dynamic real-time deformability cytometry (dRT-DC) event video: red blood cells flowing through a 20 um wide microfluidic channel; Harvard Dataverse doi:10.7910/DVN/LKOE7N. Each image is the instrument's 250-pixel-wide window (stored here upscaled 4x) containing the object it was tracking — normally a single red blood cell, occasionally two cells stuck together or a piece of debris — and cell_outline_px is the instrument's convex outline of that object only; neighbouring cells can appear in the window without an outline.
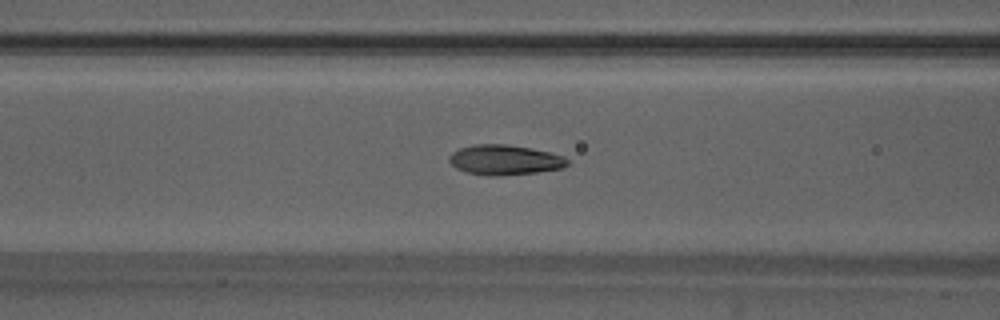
{"species": "Egyptian fruit bat (a non-hibernating species)", "species_latin": "Rousettus aegyptiacus", "temperature_condition": "warm", "stored_images_in_passage": 49, "segment_of_instrument_passage": [1, 2], "camera_frame_rate_fps": 3000, "um_per_image_px": 0.085, "animal": {"sex": "male"}, "frame": {"image": 1, "passage_image": 22, "time_ms": 7.0, "image_size_px": [1000, 320], "cell_outline_px": [[572, 160], [564, 168], [536, 172], [500, 176], [488, 176], [468, 172], [456, 168], [448, 160], [448, 156], [452, 152], [460, 148], [472, 144], [504, 144], [532, 148], [552, 152], [564, 156]], "centroid_in_image_um": [42.94, 13.58], "position_along_channel_um": 123.7, "area_um2": 20.98}}
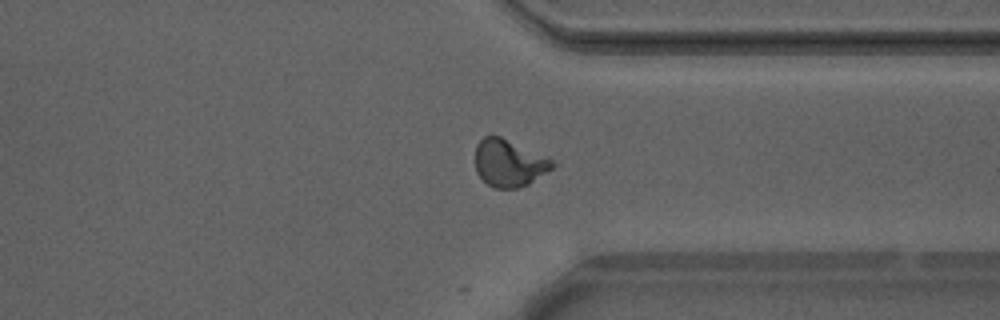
{"frame": {"image": 2, "passage_image": 41, "time_ms": 13.333, "image_size_px": [1000, 320], "cell_outline_px": [[556, 164], [552, 168], [528, 184], [516, 188], [496, 188], [488, 184], [476, 172], [476, 144], [484, 136], [500, 136], [548, 156]], "centroid_in_image_um": [43.28, 13.84], "position_along_channel_um": 368.1, "area_um2": 21.1}}
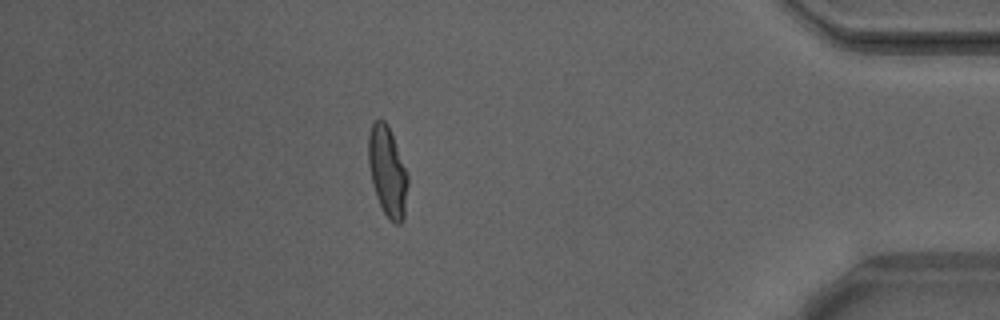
{"frame": {"image": 3, "passage_image": 47, "time_ms": 15.333, "image_size_px": [1000, 320], "cell_outline_px": [[408, 184], [404, 216], [400, 224], [396, 224], [388, 220], [376, 196], [368, 164], [368, 136], [372, 124], [376, 120], [384, 120], [388, 124], [408, 176]], "centroid_in_image_um": [32.93, 14.59], "position_along_channel_um": 402.3, "area_um2": 20.46}}